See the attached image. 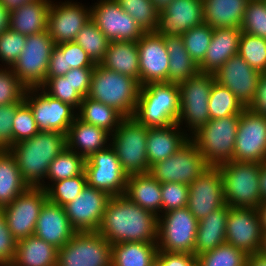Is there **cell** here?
I'll return each instance as SVG.
<instances>
[{
    "label": "cell",
    "instance_id": "cell-19",
    "mask_svg": "<svg viewBox=\"0 0 266 266\" xmlns=\"http://www.w3.org/2000/svg\"><path fill=\"white\" fill-rule=\"evenodd\" d=\"M111 196L86 185L80 194L64 205L71 227L76 232H96Z\"/></svg>",
    "mask_w": 266,
    "mask_h": 266
},
{
    "label": "cell",
    "instance_id": "cell-11",
    "mask_svg": "<svg viewBox=\"0 0 266 266\" xmlns=\"http://www.w3.org/2000/svg\"><path fill=\"white\" fill-rule=\"evenodd\" d=\"M112 244L96 232H76L58 249L57 266H112Z\"/></svg>",
    "mask_w": 266,
    "mask_h": 266
},
{
    "label": "cell",
    "instance_id": "cell-61",
    "mask_svg": "<svg viewBox=\"0 0 266 266\" xmlns=\"http://www.w3.org/2000/svg\"><path fill=\"white\" fill-rule=\"evenodd\" d=\"M259 182H260L261 202H265L266 201V160L262 162L260 166Z\"/></svg>",
    "mask_w": 266,
    "mask_h": 266
},
{
    "label": "cell",
    "instance_id": "cell-8",
    "mask_svg": "<svg viewBox=\"0 0 266 266\" xmlns=\"http://www.w3.org/2000/svg\"><path fill=\"white\" fill-rule=\"evenodd\" d=\"M215 77L213 73L198 72L179 86L180 113L177 124L190 137L209 120V96Z\"/></svg>",
    "mask_w": 266,
    "mask_h": 266
},
{
    "label": "cell",
    "instance_id": "cell-5",
    "mask_svg": "<svg viewBox=\"0 0 266 266\" xmlns=\"http://www.w3.org/2000/svg\"><path fill=\"white\" fill-rule=\"evenodd\" d=\"M239 119L240 115L210 119L190 136L208 166L218 167L233 161Z\"/></svg>",
    "mask_w": 266,
    "mask_h": 266
},
{
    "label": "cell",
    "instance_id": "cell-15",
    "mask_svg": "<svg viewBox=\"0 0 266 266\" xmlns=\"http://www.w3.org/2000/svg\"><path fill=\"white\" fill-rule=\"evenodd\" d=\"M47 194L44 188L28 187L12 203L2 207L7 226L18 241L34 235Z\"/></svg>",
    "mask_w": 266,
    "mask_h": 266
},
{
    "label": "cell",
    "instance_id": "cell-30",
    "mask_svg": "<svg viewBox=\"0 0 266 266\" xmlns=\"http://www.w3.org/2000/svg\"><path fill=\"white\" fill-rule=\"evenodd\" d=\"M124 196L157 216L162 213L161 183L149 173L128 176Z\"/></svg>",
    "mask_w": 266,
    "mask_h": 266
},
{
    "label": "cell",
    "instance_id": "cell-59",
    "mask_svg": "<svg viewBox=\"0 0 266 266\" xmlns=\"http://www.w3.org/2000/svg\"><path fill=\"white\" fill-rule=\"evenodd\" d=\"M10 29V11L0 2V35Z\"/></svg>",
    "mask_w": 266,
    "mask_h": 266
},
{
    "label": "cell",
    "instance_id": "cell-53",
    "mask_svg": "<svg viewBox=\"0 0 266 266\" xmlns=\"http://www.w3.org/2000/svg\"><path fill=\"white\" fill-rule=\"evenodd\" d=\"M162 213L187 207L188 185L183 183L165 182L161 184Z\"/></svg>",
    "mask_w": 266,
    "mask_h": 266
},
{
    "label": "cell",
    "instance_id": "cell-62",
    "mask_svg": "<svg viewBox=\"0 0 266 266\" xmlns=\"http://www.w3.org/2000/svg\"><path fill=\"white\" fill-rule=\"evenodd\" d=\"M33 0H0L5 8H7L10 12L17 9L18 7L22 6Z\"/></svg>",
    "mask_w": 266,
    "mask_h": 266
},
{
    "label": "cell",
    "instance_id": "cell-31",
    "mask_svg": "<svg viewBox=\"0 0 266 266\" xmlns=\"http://www.w3.org/2000/svg\"><path fill=\"white\" fill-rule=\"evenodd\" d=\"M51 1L33 0L10 12V29L26 36L46 31Z\"/></svg>",
    "mask_w": 266,
    "mask_h": 266
},
{
    "label": "cell",
    "instance_id": "cell-63",
    "mask_svg": "<svg viewBox=\"0 0 266 266\" xmlns=\"http://www.w3.org/2000/svg\"><path fill=\"white\" fill-rule=\"evenodd\" d=\"M256 209L259 214L262 232H266V201L262 202Z\"/></svg>",
    "mask_w": 266,
    "mask_h": 266
},
{
    "label": "cell",
    "instance_id": "cell-38",
    "mask_svg": "<svg viewBox=\"0 0 266 266\" xmlns=\"http://www.w3.org/2000/svg\"><path fill=\"white\" fill-rule=\"evenodd\" d=\"M157 243L123 242L112 244V266H149L156 260Z\"/></svg>",
    "mask_w": 266,
    "mask_h": 266
},
{
    "label": "cell",
    "instance_id": "cell-27",
    "mask_svg": "<svg viewBox=\"0 0 266 266\" xmlns=\"http://www.w3.org/2000/svg\"><path fill=\"white\" fill-rule=\"evenodd\" d=\"M110 138L111 134L106 130L76 117L66 134V143L68 149L86 160L95 152L107 148Z\"/></svg>",
    "mask_w": 266,
    "mask_h": 266
},
{
    "label": "cell",
    "instance_id": "cell-6",
    "mask_svg": "<svg viewBox=\"0 0 266 266\" xmlns=\"http://www.w3.org/2000/svg\"><path fill=\"white\" fill-rule=\"evenodd\" d=\"M261 163L226 162L218 166L222 176L224 200L231 208H257L261 202Z\"/></svg>",
    "mask_w": 266,
    "mask_h": 266
},
{
    "label": "cell",
    "instance_id": "cell-13",
    "mask_svg": "<svg viewBox=\"0 0 266 266\" xmlns=\"http://www.w3.org/2000/svg\"><path fill=\"white\" fill-rule=\"evenodd\" d=\"M209 166L196 145L189 140L177 152L154 164L149 171L159 183H183L190 185Z\"/></svg>",
    "mask_w": 266,
    "mask_h": 266
},
{
    "label": "cell",
    "instance_id": "cell-21",
    "mask_svg": "<svg viewBox=\"0 0 266 266\" xmlns=\"http://www.w3.org/2000/svg\"><path fill=\"white\" fill-rule=\"evenodd\" d=\"M261 73L253 69L239 54L232 56L215 73V81L228 88L249 108L255 96Z\"/></svg>",
    "mask_w": 266,
    "mask_h": 266
},
{
    "label": "cell",
    "instance_id": "cell-35",
    "mask_svg": "<svg viewBox=\"0 0 266 266\" xmlns=\"http://www.w3.org/2000/svg\"><path fill=\"white\" fill-rule=\"evenodd\" d=\"M95 63L75 41L65 42L52 50L46 78L64 76L70 69L95 67Z\"/></svg>",
    "mask_w": 266,
    "mask_h": 266
},
{
    "label": "cell",
    "instance_id": "cell-39",
    "mask_svg": "<svg viewBox=\"0 0 266 266\" xmlns=\"http://www.w3.org/2000/svg\"><path fill=\"white\" fill-rule=\"evenodd\" d=\"M77 117L112 134L124 118L118 111L100 101L84 97L77 110Z\"/></svg>",
    "mask_w": 266,
    "mask_h": 266
},
{
    "label": "cell",
    "instance_id": "cell-32",
    "mask_svg": "<svg viewBox=\"0 0 266 266\" xmlns=\"http://www.w3.org/2000/svg\"><path fill=\"white\" fill-rule=\"evenodd\" d=\"M101 66L135 78L140 84L137 41H110Z\"/></svg>",
    "mask_w": 266,
    "mask_h": 266
},
{
    "label": "cell",
    "instance_id": "cell-64",
    "mask_svg": "<svg viewBox=\"0 0 266 266\" xmlns=\"http://www.w3.org/2000/svg\"><path fill=\"white\" fill-rule=\"evenodd\" d=\"M257 252L266 255V232H262L261 241Z\"/></svg>",
    "mask_w": 266,
    "mask_h": 266
},
{
    "label": "cell",
    "instance_id": "cell-2",
    "mask_svg": "<svg viewBox=\"0 0 266 266\" xmlns=\"http://www.w3.org/2000/svg\"><path fill=\"white\" fill-rule=\"evenodd\" d=\"M67 148L66 135L40 131L32 138L14 144V155L22 179L29 187H40L46 180L50 163Z\"/></svg>",
    "mask_w": 266,
    "mask_h": 266
},
{
    "label": "cell",
    "instance_id": "cell-48",
    "mask_svg": "<svg viewBox=\"0 0 266 266\" xmlns=\"http://www.w3.org/2000/svg\"><path fill=\"white\" fill-rule=\"evenodd\" d=\"M40 88L51 97L73 106L76 110L84 98L74 89L70 79L65 76L46 78Z\"/></svg>",
    "mask_w": 266,
    "mask_h": 266
},
{
    "label": "cell",
    "instance_id": "cell-66",
    "mask_svg": "<svg viewBox=\"0 0 266 266\" xmlns=\"http://www.w3.org/2000/svg\"><path fill=\"white\" fill-rule=\"evenodd\" d=\"M149 266H160L157 260L153 261Z\"/></svg>",
    "mask_w": 266,
    "mask_h": 266
},
{
    "label": "cell",
    "instance_id": "cell-1",
    "mask_svg": "<svg viewBox=\"0 0 266 266\" xmlns=\"http://www.w3.org/2000/svg\"><path fill=\"white\" fill-rule=\"evenodd\" d=\"M158 216L124 195L111 197L98 233L110 244L123 242L157 243Z\"/></svg>",
    "mask_w": 266,
    "mask_h": 266
},
{
    "label": "cell",
    "instance_id": "cell-7",
    "mask_svg": "<svg viewBox=\"0 0 266 266\" xmlns=\"http://www.w3.org/2000/svg\"><path fill=\"white\" fill-rule=\"evenodd\" d=\"M148 127L135 117H124L111 134L110 145L115 150L122 169L130 175L147 174L150 166L147 158Z\"/></svg>",
    "mask_w": 266,
    "mask_h": 266
},
{
    "label": "cell",
    "instance_id": "cell-26",
    "mask_svg": "<svg viewBox=\"0 0 266 266\" xmlns=\"http://www.w3.org/2000/svg\"><path fill=\"white\" fill-rule=\"evenodd\" d=\"M240 28H214L205 58L198 65L199 72L215 73L232 56L238 54Z\"/></svg>",
    "mask_w": 266,
    "mask_h": 266
},
{
    "label": "cell",
    "instance_id": "cell-54",
    "mask_svg": "<svg viewBox=\"0 0 266 266\" xmlns=\"http://www.w3.org/2000/svg\"><path fill=\"white\" fill-rule=\"evenodd\" d=\"M17 240L10 232L0 208V266H10L15 258Z\"/></svg>",
    "mask_w": 266,
    "mask_h": 266
},
{
    "label": "cell",
    "instance_id": "cell-29",
    "mask_svg": "<svg viewBox=\"0 0 266 266\" xmlns=\"http://www.w3.org/2000/svg\"><path fill=\"white\" fill-rule=\"evenodd\" d=\"M228 214L229 206L225 204L223 207L218 208L198 221L194 248V255L196 257L226 243Z\"/></svg>",
    "mask_w": 266,
    "mask_h": 266
},
{
    "label": "cell",
    "instance_id": "cell-37",
    "mask_svg": "<svg viewBox=\"0 0 266 266\" xmlns=\"http://www.w3.org/2000/svg\"><path fill=\"white\" fill-rule=\"evenodd\" d=\"M28 187L14 155L9 150H0V208L12 203Z\"/></svg>",
    "mask_w": 266,
    "mask_h": 266
},
{
    "label": "cell",
    "instance_id": "cell-65",
    "mask_svg": "<svg viewBox=\"0 0 266 266\" xmlns=\"http://www.w3.org/2000/svg\"><path fill=\"white\" fill-rule=\"evenodd\" d=\"M173 0H152L154 3L155 7L160 11L164 9L170 2Z\"/></svg>",
    "mask_w": 266,
    "mask_h": 266
},
{
    "label": "cell",
    "instance_id": "cell-36",
    "mask_svg": "<svg viewBox=\"0 0 266 266\" xmlns=\"http://www.w3.org/2000/svg\"><path fill=\"white\" fill-rule=\"evenodd\" d=\"M169 56L168 82L179 84L199 72L198 65L186 51L182 36H165Z\"/></svg>",
    "mask_w": 266,
    "mask_h": 266
},
{
    "label": "cell",
    "instance_id": "cell-3",
    "mask_svg": "<svg viewBox=\"0 0 266 266\" xmlns=\"http://www.w3.org/2000/svg\"><path fill=\"white\" fill-rule=\"evenodd\" d=\"M140 87L135 78L96 64L87 97L114 108L123 117H132L137 108Z\"/></svg>",
    "mask_w": 266,
    "mask_h": 266
},
{
    "label": "cell",
    "instance_id": "cell-50",
    "mask_svg": "<svg viewBox=\"0 0 266 266\" xmlns=\"http://www.w3.org/2000/svg\"><path fill=\"white\" fill-rule=\"evenodd\" d=\"M26 37L11 29L5 30L0 35V67H12L25 46Z\"/></svg>",
    "mask_w": 266,
    "mask_h": 266
},
{
    "label": "cell",
    "instance_id": "cell-47",
    "mask_svg": "<svg viewBox=\"0 0 266 266\" xmlns=\"http://www.w3.org/2000/svg\"><path fill=\"white\" fill-rule=\"evenodd\" d=\"M214 29L207 23L190 28L182 35L186 51L190 57L199 65L205 58L210 45Z\"/></svg>",
    "mask_w": 266,
    "mask_h": 266
},
{
    "label": "cell",
    "instance_id": "cell-16",
    "mask_svg": "<svg viewBox=\"0 0 266 266\" xmlns=\"http://www.w3.org/2000/svg\"><path fill=\"white\" fill-rule=\"evenodd\" d=\"M266 160V117L245 108L235 139L233 161L262 163Z\"/></svg>",
    "mask_w": 266,
    "mask_h": 266
},
{
    "label": "cell",
    "instance_id": "cell-10",
    "mask_svg": "<svg viewBox=\"0 0 266 266\" xmlns=\"http://www.w3.org/2000/svg\"><path fill=\"white\" fill-rule=\"evenodd\" d=\"M54 47L55 43L47 30L26 37L25 46L11 67L13 74L26 88L40 87L45 82Z\"/></svg>",
    "mask_w": 266,
    "mask_h": 266
},
{
    "label": "cell",
    "instance_id": "cell-49",
    "mask_svg": "<svg viewBox=\"0 0 266 266\" xmlns=\"http://www.w3.org/2000/svg\"><path fill=\"white\" fill-rule=\"evenodd\" d=\"M240 29L266 39V6L262 0H249Z\"/></svg>",
    "mask_w": 266,
    "mask_h": 266
},
{
    "label": "cell",
    "instance_id": "cell-57",
    "mask_svg": "<svg viewBox=\"0 0 266 266\" xmlns=\"http://www.w3.org/2000/svg\"><path fill=\"white\" fill-rule=\"evenodd\" d=\"M156 260L160 266H197V257L190 253L158 251Z\"/></svg>",
    "mask_w": 266,
    "mask_h": 266
},
{
    "label": "cell",
    "instance_id": "cell-43",
    "mask_svg": "<svg viewBox=\"0 0 266 266\" xmlns=\"http://www.w3.org/2000/svg\"><path fill=\"white\" fill-rule=\"evenodd\" d=\"M86 185L87 178L85 171L81 175L53 182L45 189L47 200L64 206L73 201Z\"/></svg>",
    "mask_w": 266,
    "mask_h": 266
},
{
    "label": "cell",
    "instance_id": "cell-4",
    "mask_svg": "<svg viewBox=\"0 0 266 266\" xmlns=\"http://www.w3.org/2000/svg\"><path fill=\"white\" fill-rule=\"evenodd\" d=\"M180 113L177 83H149L140 87L133 117L148 128L167 127L177 123Z\"/></svg>",
    "mask_w": 266,
    "mask_h": 266
},
{
    "label": "cell",
    "instance_id": "cell-24",
    "mask_svg": "<svg viewBox=\"0 0 266 266\" xmlns=\"http://www.w3.org/2000/svg\"><path fill=\"white\" fill-rule=\"evenodd\" d=\"M261 236L262 229L256 208L229 207L226 243L249 255L258 251Z\"/></svg>",
    "mask_w": 266,
    "mask_h": 266
},
{
    "label": "cell",
    "instance_id": "cell-56",
    "mask_svg": "<svg viewBox=\"0 0 266 266\" xmlns=\"http://www.w3.org/2000/svg\"><path fill=\"white\" fill-rule=\"evenodd\" d=\"M94 67H82L70 69L64 76L70 79L74 89L86 97L89 92L91 77Z\"/></svg>",
    "mask_w": 266,
    "mask_h": 266
},
{
    "label": "cell",
    "instance_id": "cell-51",
    "mask_svg": "<svg viewBox=\"0 0 266 266\" xmlns=\"http://www.w3.org/2000/svg\"><path fill=\"white\" fill-rule=\"evenodd\" d=\"M26 87L13 74L11 68L0 67V105L24 103Z\"/></svg>",
    "mask_w": 266,
    "mask_h": 266
},
{
    "label": "cell",
    "instance_id": "cell-60",
    "mask_svg": "<svg viewBox=\"0 0 266 266\" xmlns=\"http://www.w3.org/2000/svg\"><path fill=\"white\" fill-rule=\"evenodd\" d=\"M246 266H266V255L258 252L249 254L246 259Z\"/></svg>",
    "mask_w": 266,
    "mask_h": 266
},
{
    "label": "cell",
    "instance_id": "cell-14",
    "mask_svg": "<svg viewBox=\"0 0 266 266\" xmlns=\"http://www.w3.org/2000/svg\"><path fill=\"white\" fill-rule=\"evenodd\" d=\"M85 174L88 186L104 191L111 197L124 195L128 175L111 145L86 159Z\"/></svg>",
    "mask_w": 266,
    "mask_h": 266
},
{
    "label": "cell",
    "instance_id": "cell-41",
    "mask_svg": "<svg viewBox=\"0 0 266 266\" xmlns=\"http://www.w3.org/2000/svg\"><path fill=\"white\" fill-rule=\"evenodd\" d=\"M74 41L81 46L95 64H99L103 60L110 43L92 19L79 31Z\"/></svg>",
    "mask_w": 266,
    "mask_h": 266
},
{
    "label": "cell",
    "instance_id": "cell-9",
    "mask_svg": "<svg viewBox=\"0 0 266 266\" xmlns=\"http://www.w3.org/2000/svg\"><path fill=\"white\" fill-rule=\"evenodd\" d=\"M197 218L187 207L170 210L158 216V251L194 255Z\"/></svg>",
    "mask_w": 266,
    "mask_h": 266
},
{
    "label": "cell",
    "instance_id": "cell-55",
    "mask_svg": "<svg viewBox=\"0 0 266 266\" xmlns=\"http://www.w3.org/2000/svg\"><path fill=\"white\" fill-rule=\"evenodd\" d=\"M23 103L0 105V150H9L12 146V127L16 110Z\"/></svg>",
    "mask_w": 266,
    "mask_h": 266
},
{
    "label": "cell",
    "instance_id": "cell-46",
    "mask_svg": "<svg viewBox=\"0 0 266 266\" xmlns=\"http://www.w3.org/2000/svg\"><path fill=\"white\" fill-rule=\"evenodd\" d=\"M124 12L138 23L144 32H154L159 10L152 0H115Z\"/></svg>",
    "mask_w": 266,
    "mask_h": 266
},
{
    "label": "cell",
    "instance_id": "cell-12",
    "mask_svg": "<svg viewBox=\"0 0 266 266\" xmlns=\"http://www.w3.org/2000/svg\"><path fill=\"white\" fill-rule=\"evenodd\" d=\"M23 100L32 110L39 131H56L66 135L77 117L73 106L51 97L40 87L26 88Z\"/></svg>",
    "mask_w": 266,
    "mask_h": 266
},
{
    "label": "cell",
    "instance_id": "cell-40",
    "mask_svg": "<svg viewBox=\"0 0 266 266\" xmlns=\"http://www.w3.org/2000/svg\"><path fill=\"white\" fill-rule=\"evenodd\" d=\"M85 159L65 148L50 163L46 180L40 186L46 189L51 183L81 175L85 171Z\"/></svg>",
    "mask_w": 266,
    "mask_h": 266
},
{
    "label": "cell",
    "instance_id": "cell-52",
    "mask_svg": "<svg viewBox=\"0 0 266 266\" xmlns=\"http://www.w3.org/2000/svg\"><path fill=\"white\" fill-rule=\"evenodd\" d=\"M39 132L32 110L24 102L15 113L12 127V143L14 145L30 139Z\"/></svg>",
    "mask_w": 266,
    "mask_h": 266
},
{
    "label": "cell",
    "instance_id": "cell-42",
    "mask_svg": "<svg viewBox=\"0 0 266 266\" xmlns=\"http://www.w3.org/2000/svg\"><path fill=\"white\" fill-rule=\"evenodd\" d=\"M208 108L210 119H219L230 115H240L245 109L235 95L217 81L213 82Z\"/></svg>",
    "mask_w": 266,
    "mask_h": 266
},
{
    "label": "cell",
    "instance_id": "cell-44",
    "mask_svg": "<svg viewBox=\"0 0 266 266\" xmlns=\"http://www.w3.org/2000/svg\"><path fill=\"white\" fill-rule=\"evenodd\" d=\"M247 256L244 251L224 243L197 256V266H246Z\"/></svg>",
    "mask_w": 266,
    "mask_h": 266
},
{
    "label": "cell",
    "instance_id": "cell-20",
    "mask_svg": "<svg viewBox=\"0 0 266 266\" xmlns=\"http://www.w3.org/2000/svg\"><path fill=\"white\" fill-rule=\"evenodd\" d=\"M188 192L187 208L198 221L226 204L222 176L218 167L209 166L188 185Z\"/></svg>",
    "mask_w": 266,
    "mask_h": 266
},
{
    "label": "cell",
    "instance_id": "cell-18",
    "mask_svg": "<svg viewBox=\"0 0 266 266\" xmlns=\"http://www.w3.org/2000/svg\"><path fill=\"white\" fill-rule=\"evenodd\" d=\"M90 19L91 5L74 0H52L48 10L47 31L55 45L71 42Z\"/></svg>",
    "mask_w": 266,
    "mask_h": 266
},
{
    "label": "cell",
    "instance_id": "cell-22",
    "mask_svg": "<svg viewBox=\"0 0 266 266\" xmlns=\"http://www.w3.org/2000/svg\"><path fill=\"white\" fill-rule=\"evenodd\" d=\"M140 85L168 82L169 56L164 37L145 32L137 41Z\"/></svg>",
    "mask_w": 266,
    "mask_h": 266
},
{
    "label": "cell",
    "instance_id": "cell-45",
    "mask_svg": "<svg viewBox=\"0 0 266 266\" xmlns=\"http://www.w3.org/2000/svg\"><path fill=\"white\" fill-rule=\"evenodd\" d=\"M238 54L255 70L266 72V39L242 32Z\"/></svg>",
    "mask_w": 266,
    "mask_h": 266
},
{
    "label": "cell",
    "instance_id": "cell-28",
    "mask_svg": "<svg viewBox=\"0 0 266 266\" xmlns=\"http://www.w3.org/2000/svg\"><path fill=\"white\" fill-rule=\"evenodd\" d=\"M190 137L177 123L167 127L148 128L147 158L150 168L177 152Z\"/></svg>",
    "mask_w": 266,
    "mask_h": 266
},
{
    "label": "cell",
    "instance_id": "cell-23",
    "mask_svg": "<svg viewBox=\"0 0 266 266\" xmlns=\"http://www.w3.org/2000/svg\"><path fill=\"white\" fill-rule=\"evenodd\" d=\"M203 22L202 0H173L159 11L154 32L163 37L182 36Z\"/></svg>",
    "mask_w": 266,
    "mask_h": 266
},
{
    "label": "cell",
    "instance_id": "cell-34",
    "mask_svg": "<svg viewBox=\"0 0 266 266\" xmlns=\"http://www.w3.org/2000/svg\"><path fill=\"white\" fill-rule=\"evenodd\" d=\"M58 249L35 235L17 241L11 266H57Z\"/></svg>",
    "mask_w": 266,
    "mask_h": 266
},
{
    "label": "cell",
    "instance_id": "cell-58",
    "mask_svg": "<svg viewBox=\"0 0 266 266\" xmlns=\"http://www.w3.org/2000/svg\"><path fill=\"white\" fill-rule=\"evenodd\" d=\"M254 113L266 117V75L261 74L258 81L256 96L249 107Z\"/></svg>",
    "mask_w": 266,
    "mask_h": 266
},
{
    "label": "cell",
    "instance_id": "cell-25",
    "mask_svg": "<svg viewBox=\"0 0 266 266\" xmlns=\"http://www.w3.org/2000/svg\"><path fill=\"white\" fill-rule=\"evenodd\" d=\"M75 233L64 207L47 200L41 208L34 235L59 249Z\"/></svg>",
    "mask_w": 266,
    "mask_h": 266
},
{
    "label": "cell",
    "instance_id": "cell-33",
    "mask_svg": "<svg viewBox=\"0 0 266 266\" xmlns=\"http://www.w3.org/2000/svg\"><path fill=\"white\" fill-rule=\"evenodd\" d=\"M203 19L214 28H241L249 0H202Z\"/></svg>",
    "mask_w": 266,
    "mask_h": 266
},
{
    "label": "cell",
    "instance_id": "cell-17",
    "mask_svg": "<svg viewBox=\"0 0 266 266\" xmlns=\"http://www.w3.org/2000/svg\"><path fill=\"white\" fill-rule=\"evenodd\" d=\"M91 19L109 41H138L145 33L115 0L94 2Z\"/></svg>",
    "mask_w": 266,
    "mask_h": 266
}]
</instances>
